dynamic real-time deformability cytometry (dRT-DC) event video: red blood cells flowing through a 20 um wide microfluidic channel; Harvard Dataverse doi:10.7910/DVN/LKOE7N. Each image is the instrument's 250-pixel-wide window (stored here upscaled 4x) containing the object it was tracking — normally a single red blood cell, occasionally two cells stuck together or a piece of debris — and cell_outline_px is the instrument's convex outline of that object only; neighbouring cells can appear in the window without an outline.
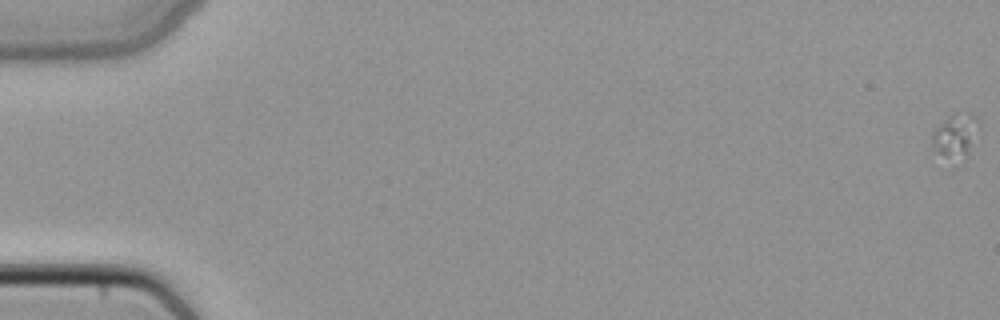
{"species": "common noctule bat (a hibernating species)", "species_latin": "Nyctalus noctula", "temperature_condition": "cold", "stored_images_in_passage": 18, "camera_frame_rate_fps": 3000, "um_per_image_px": 0.085, "animal": {"sex": "female", "body_mass_g": 22.7, "forearm_length_mm": 54.2}, "frame": {"image": 1, "passage_image": 1, "time_ms": 0.0, "image_size_px": [1000, 320], "cell_outline_px": [[980, 128], [960, 168], [952, 168], [932, 152], [932, 132], [948, 116], [956, 112], [972, 112], [980, 120]], "centroid_in_image_um": [81.2, 11.71], "position_along_channel_um": 3.8, "area_um2": 13.64}}